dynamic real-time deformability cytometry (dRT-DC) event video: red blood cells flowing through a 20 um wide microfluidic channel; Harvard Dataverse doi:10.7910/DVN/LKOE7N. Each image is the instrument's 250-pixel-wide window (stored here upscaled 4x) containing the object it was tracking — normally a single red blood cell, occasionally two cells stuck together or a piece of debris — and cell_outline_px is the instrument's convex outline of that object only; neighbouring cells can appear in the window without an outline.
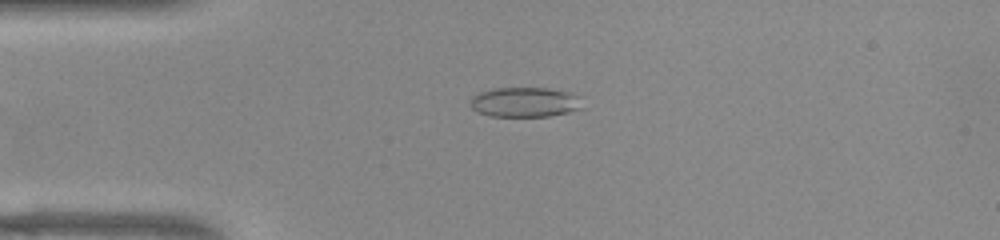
{"species": "common noctule bat (a hibernating species)", "species_latin": "Nyctalus noctula", "temperature_condition": "warm", "stored_images_in_passage": 51, "camera_frame_rate_fps": 3000, "um_per_image_px": 0.085, "animal": {"sex": "female", "body_mass_g": 22.0, "forearm_length_mm": 56.7}, "frame": {"image": 1, "passage_image": 12, "time_ms": 3.667, "image_size_px": [1000, 240], "cell_outline_px": [[580, 108], [568, 112], [548, 116], [488, 116], [476, 112], [468, 104], [472, 96], [480, 92], [496, 88], [548, 88], [572, 92], [576, 96]], "centroid_in_image_um": [44.52, 8.68], "position_along_channel_um": 40.5, "area_um2": 19.36}}
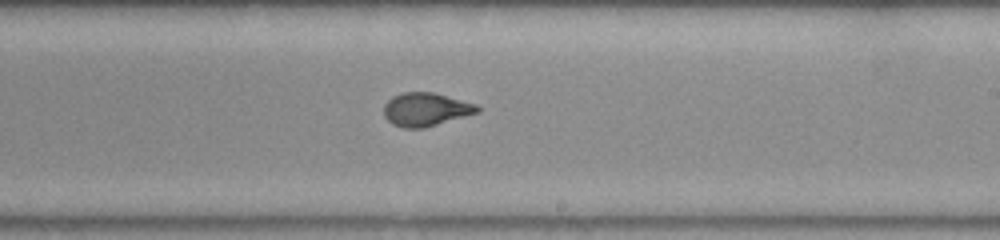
{"frame": {"image": 2, "passage_image": 30, "time_ms": 9.667, "image_size_px": [1000, 240], "cell_outline_px": [[480, 112], [424, 128], [404, 128], [392, 124], [384, 116], [384, 104], [392, 96], [404, 92], [436, 92], [476, 104], [480, 108]], "centroid_in_image_um": [36.2, 9.29], "position_along_channel_um": 252.8, "area_um2": 18.32}}
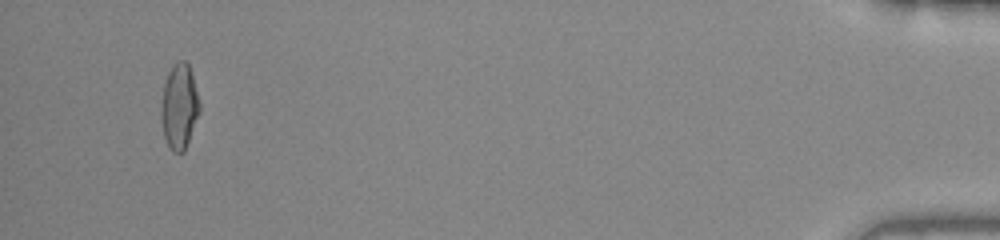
{"frame": {"image": 3, "passage_image": 49, "time_ms": 16.0, "image_size_px": [1000, 240], "cell_outline_px": [[200, 112], [184, 152], [172, 152], [168, 148], [164, 136], [160, 116], [160, 112], [164, 84], [168, 72], [180, 60], [184, 60], [188, 64], [192, 76], [200, 104]], "centroid_in_image_um": [15.23, 9.11], "position_along_channel_um": 420.0, "area_um2": 18.96}, "authors_computed_cell_mechanics": {"area_um2": 18.7272, "velocity_mm_per_s": 3.9338, "shape_relaxation_time_tau1_ms": null, "shape_relaxation_time_tau2_ms": 0.8167, "deformation_change_tau1": null, "deformation_change_tau2": 0.0738}}